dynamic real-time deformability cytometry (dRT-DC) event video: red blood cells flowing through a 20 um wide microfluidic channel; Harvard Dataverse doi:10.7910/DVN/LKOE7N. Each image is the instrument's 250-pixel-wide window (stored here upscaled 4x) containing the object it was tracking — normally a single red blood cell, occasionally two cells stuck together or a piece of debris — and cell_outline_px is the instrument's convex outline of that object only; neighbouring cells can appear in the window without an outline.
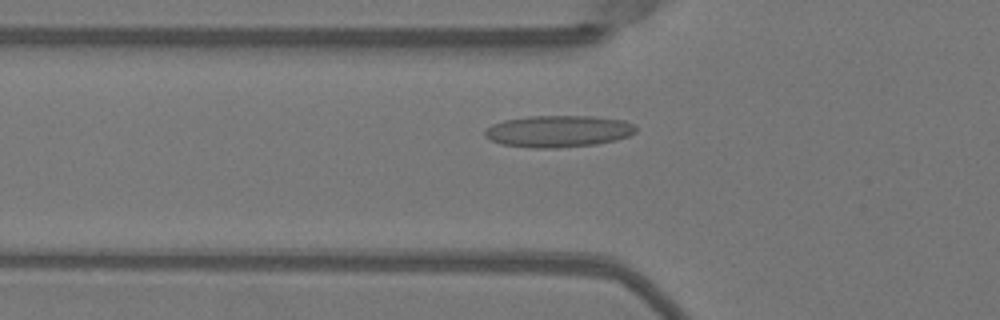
{"species": "Egyptian fruit bat (a non-hibernating species)", "species_latin": "Rousettus aegyptiacus", "temperature_condition": "warm", "stored_images_in_passage": 41, "camera_frame_rate_fps": 3000, "um_per_image_px": 0.085, "animal": {"sex": "female"}, "frame": {"image": 1, "passage_image": 8, "time_ms": 2.333, "image_size_px": [1000, 320], "cell_outline_px": [[636, 132], [628, 136], [616, 140], [596, 144], [556, 148], [532, 148], [500, 144], [484, 136], [484, 132], [492, 124], [504, 120], [528, 116], [592, 116], [624, 120], [636, 124]], "centroid_in_image_um": [47.47, 11.15], "position_along_channel_um": 78.3, "area_um2": 28.09}}
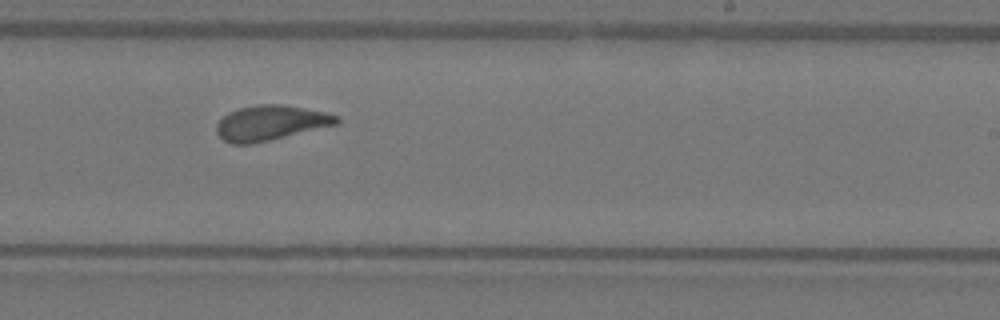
{"frame": {"image": 2, "passage_image": 22, "time_ms": 7.0, "image_size_px": [1000, 320], "cell_outline_px": [[340, 120], [336, 124], [252, 144], [232, 144], [224, 140], [216, 132], [216, 124], [228, 112], [240, 108], [256, 104], [280, 104], [304, 108], [324, 112], [340, 116]], "centroid_in_image_um": [22.97, 10.44], "position_along_channel_um": 266.0, "area_um2": 24.22}}
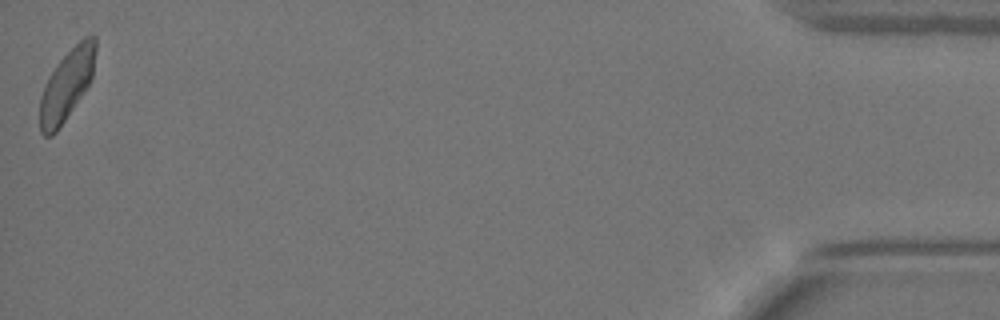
{"frame": {"image": 3, "passage_image": 41, "time_ms": 13.333, "image_size_px": [1000, 320], "cell_outline_px": [[96, 52], [92, 76], [84, 92], [56, 132], [52, 136], [44, 136], [40, 132], [40, 96], [44, 84], [48, 76], [56, 64], [84, 36], [96, 36]], "centroid_in_image_um": [5.66, 7.21], "position_along_channel_um": 429.5, "area_um2": 22.77}, "authors_computed_cell_mechanics": {"area_um2": 24.1026, "velocity_mm_per_s": 3.9982, "shape_relaxation_time_tau1_ms": 7.4961, "shape_relaxation_time_tau2_ms": 1.4335, "deformation_change_tau1": 0.1869, "deformation_change_tau2": 0.0898}}